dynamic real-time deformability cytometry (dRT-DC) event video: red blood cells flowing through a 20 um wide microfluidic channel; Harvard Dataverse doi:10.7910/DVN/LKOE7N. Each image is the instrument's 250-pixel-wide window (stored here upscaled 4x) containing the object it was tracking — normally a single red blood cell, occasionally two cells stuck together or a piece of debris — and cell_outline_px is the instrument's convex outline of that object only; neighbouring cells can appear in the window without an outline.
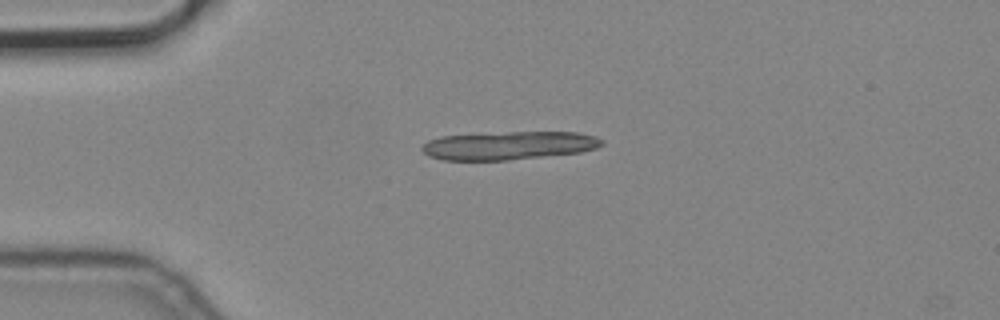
{"species": "common noctule bat (a hibernating species)", "species_latin": "Nyctalus noctula", "temperature_condition": "cold", "stored_images_in_passage": 2, "camera_frame_rate_fps": 3000, "um_per_image_px": 0.085, "animal": {"sex": "male", "body_mass_g": 19.2, "forearm_length_mm": 51.8}, "frame": {"image": 1, "passage_image": 1, "time_ms": 0.0, "image_size_px": [1000, 320], "cell_outline_px": [[604, 144], [596, 148], [580, 152], [508, 160], [444, 160], [428, 156], [420, 148], [428, 140], [440, 136], [508, 132], [576, 132], [596, 136], [604, 140]], "centroid_in_image_um": [43.25, 12.36], "position_along_channel_um": 41.8, "area_um2": 29.65}}